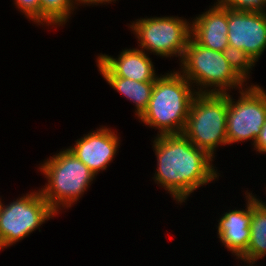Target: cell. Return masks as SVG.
Instances as JSON below:
<instances>
[{"label": "cell", "instance_id": "cell-1", "mask_svg": "<svg viewBox=\"0 0 266 266\" xmlns=\"http://www.w3.org/2000/svg\"><path fill=\"white\" fill-rule=\"evenodd\" d=\"M152 147L157 159L152 178L178 204L182 205L199 187L219 179L220 174L212 164L215 159L183 133L155 136Z\"/></svg>", "mask_w": 266, "mask_h": 266}, {"label": "cell", "instance_id": "cell-2", "mask_svg": "<svg viewBox=\"0 0 266 266\" xmlns=\"http://www.w3.org/2000/svg\"><path fill=\"white\" fill-rule=\"evenodd\" d=\"M197 92L178 71H168L156 79L151 98L138 118L158 135L183 133L192 100Z\"/></svg>", "mask_w": 266, "mask_h": 266}, {"label": "cell", "instance_id": "cell-3", "mask_svg": "<svg viewBox=\"0 0 266 266\" xmlns=\"http://www.w3.org/2000/svg\"><path fill=\"white\" fill-rule=\"evenodd\" d=\"M42 163L39 169L48 183L39 190L57 214L61 213L59 210L69 209L76 204L96 178L68 147Z\"/></svg>", "mask_w": 266, "mask_h": 266}, {"label": "cell", "instance_id": "cell-4", "mask_svg": "<svg viewBox=\"0 0 266 266\" xmlns=\"http://www.w3.org/2000/svg\"><path fill=\"white\" fill-rule=\"evenodd\" d=\"M180 64L179 72L196 88L197 93H229L231 88L242 90L247 86L222 52L205 48L192 37Z\"/></svg>", "mask_w": 266, "mask_h": 266}, {"label": "cell", "instance_id": "cell-5", "mask_svg": "<svg viewBox=\"0 0 266 266\" xmlns=\"http://www.w3.org/2000/svg\"><path fill=\"white\" fill-rule=\"evenodd\" d=\"M228 93H197L192 100L183 134L197 148L215 158L227 145Z\"/></svg>", "mask_w": 266, "mask_h": 266}, {"label": "cell", "instance_id": "cell-6", "mask_svg": "<svg viewBox=\"0 0 266 266\" xmlns=\"http://www.w3.org/2000/svg\"><path fill=\"white\" fill-rule=\"evenodd\" d=\"M140 50L180 61L191 38V22L183 17H145L130 22ZM150 52V53H149Z\"/></svg>", "mask_w": 266, "mask_h": 266}, {"label": "cell", "instance_id": "cell-7", "mask_svg": "<svg viewBox=\"0 0 266 266\" xmlns=\"http://www.w3.org/2000/svg\"><path fill=\"white\" fill-rule=\"evenodd\" d=\"M57 213L40 190L26 193L9 204L0 202V251L23 240Z\"/></svg>", "mask_w": 266, "mask_h": 266}, {"label": "cell", "instance_id": "cell-8", "mask_svg": "<svg viewBox=\"0 0 266 266\" xmlns=\"http://www.w3.org/2000/svg\"><path fill=\"white\" fill-rule=\"evenodd\" d=\"M239 95L236 100L228 93L227 143L251 140L254 145L266 122V90L257 84H249L239 90Z\"/></svg>", "mask_w": 266, "mask_h": 266}, {"label": "cell", "instance_id": "cell-9", "mask_svg": "<svg viewBox=\"0 0 266 266\" xmlns=\"http://www.w3.org/2000/svg\"><path fill=\"white\" fill-rule=\"evenodd\" d=\"M228 43L256 63L266 49V11L228 9Z\"/></svg>", "mask_w": 266, "mask_h": 266}, {"label": "cell", "instance_id": "cell-10", "mask_svg": "<svg viewBox=\"0 0 266 266\" xmlns=\"http://www.w3.org/2000/svg\"><path fill=\"white\" fill-rule=\"evenodd\" d=\"M119 139L117 132L102 126L78 138L68 149L97 176L116 157L120 148Z\"/></svg>", "mask_w": 266, "mask_h": 266}, {"label": "cell", "instance_id": "cell-11", "mask_svg": "<svg viewBox=\"0 0 266 266\" xmlns=\"http://www.w3.org/2000/svg\"><path fill=\"white\" fill-rule=\"evenodd\" d=\"M117 57L99 54L97 67L102 76H117L135 81H156L155 66L148 53L137 48L124 49Z\"/></svg>", "mask_w": 266, "mask_h": 266}, {"label": "cell", "instance_id": "cell-12", "mask_svg": "<svg viewBox=\"0 0 266 266\" xmlns=\"http://www.w3.org/2000/svg\"><path fill=\"white\" fill-rule=\"evenodd\" d=\"M228 8L213 6L191 22V37L201 46L222 52L228 45Z\"/></svg>", "mask_w": 266, "mask_h": 266}, {"label": "cell", "instance_id": "cell-13", "mask_svg": "<svg viewBox=\"0 0 266 266\" xmlns=\"http://www.w3.org/2000/svg\"><path fill=\"white\" fill-rule=\"evenodd\" d=\"M244 196L246 208L224 212L217 226V238L236 258L247 250L250 240L251 193L247 190Z\"/></svg>", "mask_w": 266, "mask_h": 266}, {"label": "cell", "instance_id": "cell-14", "mask_svg": "<svg viewBox=\"0 0 266 266\" xmlns=\"http://www.w3.org/2000/svg\"><path fill=\"white\" fill-rule=\"evenodd\" d=\"M266 256V202L251 193L250 240L247 250L237 259L257 262Z\"/></svg>", "mask_w": 266, "mask_h": 266}, {"label": "cell", "instance_id": "cell-15", "mask_svg": "<svg viewBox=\"0 0 266 266\" xmlns=\"http://www.w3.org/2000/svg\"><path fill=\"white\" fill-rule=\"evenodd\" d=\"M118 93L135 104V116L139 118L146 110L155 81L140 82L117 76H102Z\"/></svg>", "mask_w": 266, "mask_h": 266}, {"label": "cell", "instance_id": "cell-16", "mask_svg": "<svg viewBox=\"0 0 266 266\" xmlns=\"http://www.w3.org/2000/svg\"><path fill=\"white\" fill-rule=\"evenodd\" d=\"M40 4L43 26L62 27L73 15L74 9H77L74 0H40Z\"/></svg>", "mask_w": 266, "mask_h": 266}, {"label": "cell", "instance_id": "cell-17", "mask_svg": "<svg viewBox=\"0 0 266 266\" xmlns=\"http://www.w3.org/2000/svg\"><path fill=\"white\" fill-rule=\"evenodd\" d=\"M222 55L234 72L246 83L249 80L250 72L253 70L252 68L255 67L256 63L246 52L230 45L222 51Z\"/></svg>", "mask_w": 266, "mask_h": 266}, {"label": "cell", "instance_id": "cell-18", "mask_svg": "<svg viewBox=\"0 0 266 266\" xmlns=\"http://www.w3.org/2000/svg\"><path fill=\"white\" fill-rule=\"evenodd\" d=\"M217 2L231 10L266 11L264 0H217Z\"/></svg>", "mask_w": 266, "mask_h": 266}, {"label": "cell", "instance_id": "cell-19", "mask_svg": "<svg viewBox=\"0 0 266 266\" xmlns=\"http://www.w3.org/2000/svg\"><path fill=\"white\" fill-rule=\"evenodd\" d=\"M14 5L25 15L29 21L41 25V4L40 0H13Z\"/></svg>", "mask_w": 266, "mask_h": 266}, {"label": "cell", "instance_id": "cell-20", "mask_svg": "<svg viewBox=\"0 0 266 266\" xmlns=\"http://www.w3.org/2000/svg\"><path fill=\"white\" fill-rule=\"evenodd\" d=\"M253 149L260 154H266V122L255 140Z\"/></svg>", "mask_w": 266, "mask_h": 266}, {"label": "cell", "instance_id": "cell-21", "mask_svg": "<svg viewBox=\"0 0 266 266\" xmlns=\"http://www.w3.org/2000/svg\"><path fill=\"white\" fill-rule=\"evenodd\" d=\"M75 1V4H76V6H78V5H82L83 4V6L84 5H87V6H94V5H100V4H110L111 2H114V1H116V0H74ZM79 3V4H78Z\"/></svg>", "mask_w": 266, "mask_h": 266}, {"label": "cell", "instance_id": "cell-22", "mask_svg": "<svg viewBox=\"0 0 266 266\" xmlns=\"http://www.w3.org/2000/svg\"><path fill=\"white\" fill-rule=\"evenodd\" d=\"M240 260L243 261L244 263H248V265H246V266H254V264H255L254 261H246V260H242V259H240Z\"/></svg>", "mask_w": 266, "mask_h": 266}]
</instances>
